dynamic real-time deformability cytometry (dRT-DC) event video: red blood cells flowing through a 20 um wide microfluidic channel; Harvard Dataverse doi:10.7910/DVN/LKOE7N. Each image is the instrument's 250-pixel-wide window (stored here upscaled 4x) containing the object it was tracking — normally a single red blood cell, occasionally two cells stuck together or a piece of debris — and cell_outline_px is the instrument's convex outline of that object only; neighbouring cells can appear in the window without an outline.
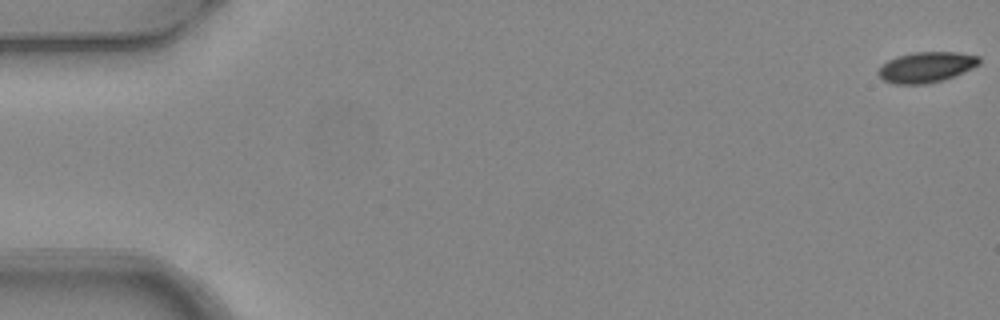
{"species": "common noctule bat (a hibernating species)", "species_latin": "Nyctalus noctula", "temperature_condition": "warm", "stored_images_in_passage": 5, "segment_of_instrument_passage": [1, 2], "camera_frame_rate_fps": 3000, "um_per_image_px": 0.085, "animal": {"sex": "female", "body_mass_g": 24.6, "forearm_length_mm": 56.2}, "frame": {"image": 1, "passage_image": 1, "time_ms": 0.0, "image_size_px": [1000, 320], "cell_outline_px": [[980, 64], [964, 72], [944, 80], [928, 84], [892, 84], [884, 80], [876, 72], [880, 64], [896, 56], [912, 52], [956, 52], [980, 56]], "centroid_in_image_um": [78.71, 5.71], "position_along_channel_um": 6.3, "area_um2": 18.26}}
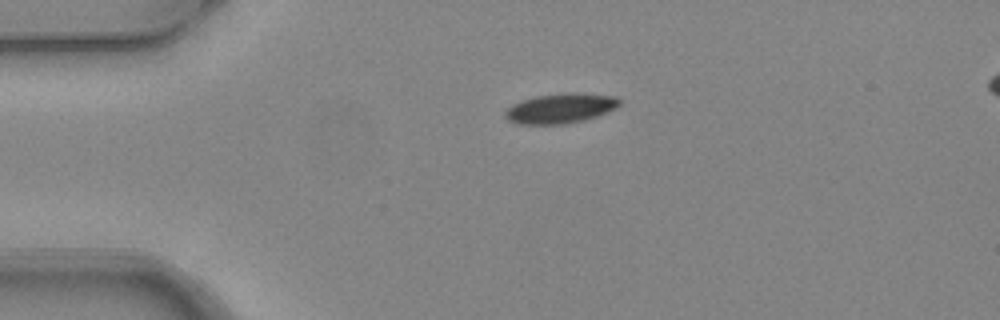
{"frame": {"image": 2, "passage_image": 4, "time_ms": 1.0, "image_size_px": [1000, 320], "cell_outline_px": [[620, 104], [616, 108], [596, 116], [584, 120], [564, 124], [516, 124], [508, 120], [504, 116], [504, 112], [512, 104], [520, 100], [536, 96], [564, 92], [576, 92], [616, 96], [620, 100]], "centroid_in_image_um": [47.62, 9.2], "position_along_channel_um": 37.4, "area_um2": 20.11}}